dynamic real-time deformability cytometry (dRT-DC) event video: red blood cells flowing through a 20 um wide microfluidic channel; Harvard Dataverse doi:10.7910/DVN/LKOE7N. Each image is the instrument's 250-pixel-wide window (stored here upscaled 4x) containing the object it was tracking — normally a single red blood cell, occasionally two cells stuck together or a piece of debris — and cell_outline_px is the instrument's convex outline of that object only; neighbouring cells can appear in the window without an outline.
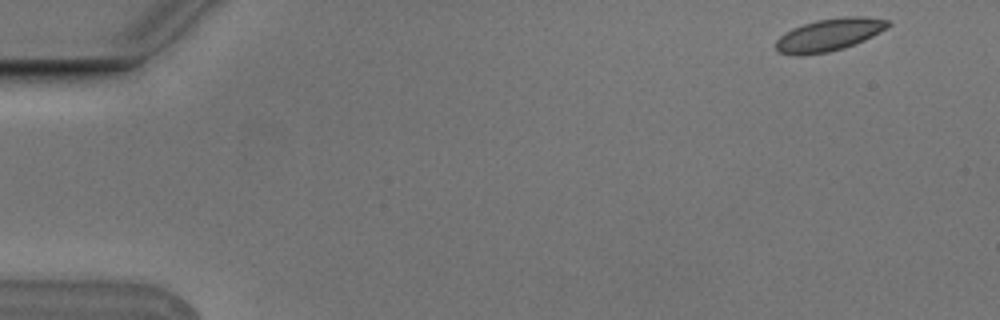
{"species": "Egyptian fruit bat (a non-hibernating species)", "species_latin": "Rousettus aegyptiacus", "temperature_condition": "cold", "stored_images_in_passage": 6, "camera_frame_rate_fps": 3000, "um_per_image_px": 0.085, "animal": {"sex": "male"}, "frame": {"image": 1, "passage_image": 1, "time_ms": 0.0, "image_size_px": [1000, 320], "cell_outline_px": [[892, 24], [880, 32], [864, 40], [844, 48], [828, 52], [800, 56], [796, 56], [776, 52], [776, 40], [784, 32], [792, 28], [816, 20], [844, 16], [864, 16], [888, 20]], "centroid_in_image_um": [70.45, 2.96], "position_along_channel_um": 14.6, "area_um2": 21.39}}
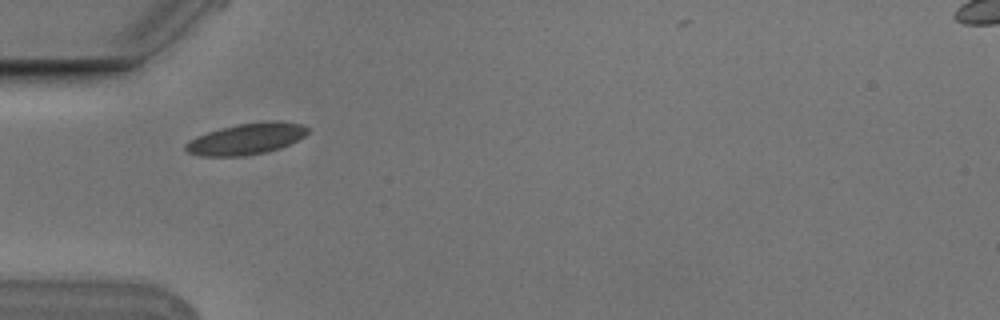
{"frame": {"image": 2, "passage_image": 5, "time_ms": 1.333, "image_size_px": [1000, 320], "cell_outline_px": [[308, 132], [304, 136], [280, 148], [264, 152], [244, 156], [200, 156], [188, 152], [184, 148], [184, 144], [188, 140], [196, 136], [220, 128], [240, 124], [272, 120], [300, 124], [308, 128]], "centroid_in_image_um": [20.89, 11.81], "position_along_channel_um": 64.1, "area_um2": 22.02}}
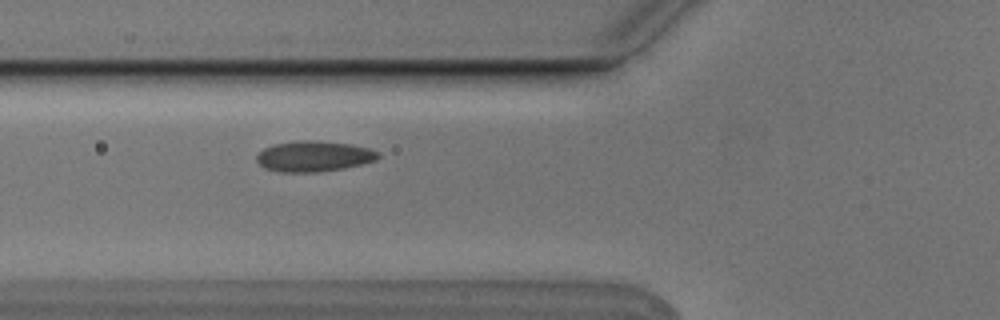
{"frame": {"image": 3, "passage_image": 6, "time_ms": 1.667, "image_size_px": [1000, 320], "cell_outline_px": [[380, 156], [376, 160], [344, 168], [316, 172], [280, 172], [264, 168], [256, 160], [256, 156], [264, 148], [272, 144], [296, 140], [320, 140], [352, 144], [368, 148], [380, 152]], "centroid_in_image_um": [26.67, 13.27], "position_along_channel_um": 99.1, "area_um2": 21.91}}